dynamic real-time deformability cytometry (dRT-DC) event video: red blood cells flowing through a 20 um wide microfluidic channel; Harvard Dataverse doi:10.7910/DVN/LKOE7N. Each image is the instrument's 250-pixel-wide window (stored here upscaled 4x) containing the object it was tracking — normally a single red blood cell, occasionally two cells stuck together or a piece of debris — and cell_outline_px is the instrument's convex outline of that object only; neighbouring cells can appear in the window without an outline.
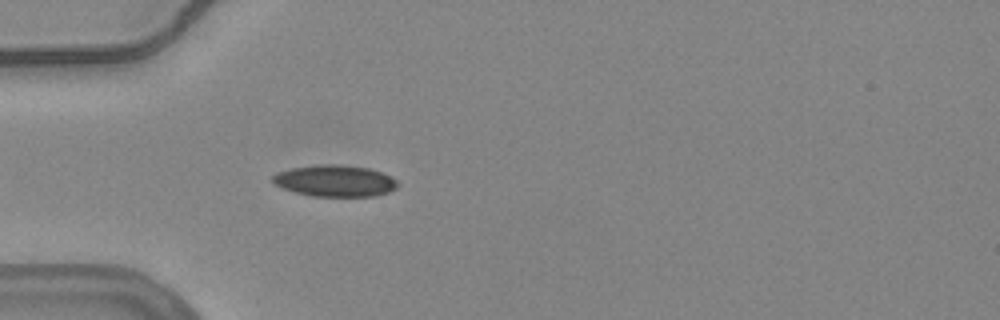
{"species": "common noctule bat (a hibernating species)", "species_latin": "Nyctalus noctula", "temperature_condition": "warm", "stored_images_in_passage": 27, "camera_frame_rate_fps": 3000, "um_per_image_px": 0.085, "animal": {"sex": "female", "body_mass_g": 24.6, "forearm_length_mm": 56.2}, "frame": {"image": 1, "passage_image": 5, "time_ms": 1.333, "image_size_px": [1000, 320], "cell_outline_px": [[400, 184], [396, 188], [388, 192], [376, 196], [312, 196], [296, 192], [284, 188], [276, 184], [272, 180], [272, 176], [276, 172], [292, 168], [320, 164], [336, 164], [368, 168], [384, 172], [392, 176]], "centroid_in_image_um": [28.52, 15.36], "position_along_channel_um": 56.5, "area_um2": 23.0}, "authors_computed_cell_mechanics": {"area_um2": 21.3282, "velocity_mm_per_s": 3.7514, "shape_relaxation_time_tau1_ms": null, "shape_relaxation_time_tau2_ms": 10.2855, "deformation_change_tau1": null, "deformation_change_tau2": 0.0686}}